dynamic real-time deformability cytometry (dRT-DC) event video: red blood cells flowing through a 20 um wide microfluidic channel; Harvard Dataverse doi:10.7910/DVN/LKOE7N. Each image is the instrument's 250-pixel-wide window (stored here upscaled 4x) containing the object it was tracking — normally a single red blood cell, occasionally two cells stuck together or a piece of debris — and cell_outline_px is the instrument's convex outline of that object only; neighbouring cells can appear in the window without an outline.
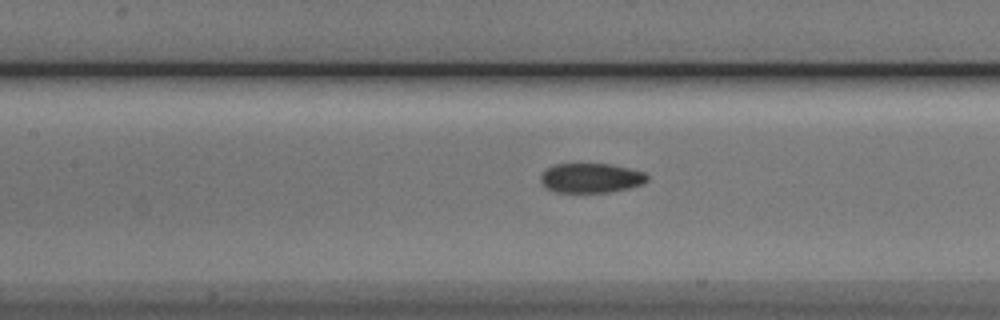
{"species": "Egyptian fruit bat (a non-hibernating species)", "species_latin": "Rousettus aegyptiacus", "temperature_condition": "cold", "stored_images_in_passage": 12, "camera_frame_rate_fps": 3000, "um_per_image_px": 0.085, "animal": {"sex": "male"}, "frame": {"image": 1, "passage_image": 10, "time_ms": 3.0, "image_size_px": [1000, 320], "cell_outline_px": [[648, 180], [644, 184], [628, 188], [608, 192], [556, 192], [548, 188], [540, 180], [540, 176], [548, 168], [556, 164], [608, 164], [628, 168], [644, 172], [648, 176]], "centroid_in_image_um": [50.26, 15.13], "position_along_channel_um": 157.1, "area_um2": 18.15}}